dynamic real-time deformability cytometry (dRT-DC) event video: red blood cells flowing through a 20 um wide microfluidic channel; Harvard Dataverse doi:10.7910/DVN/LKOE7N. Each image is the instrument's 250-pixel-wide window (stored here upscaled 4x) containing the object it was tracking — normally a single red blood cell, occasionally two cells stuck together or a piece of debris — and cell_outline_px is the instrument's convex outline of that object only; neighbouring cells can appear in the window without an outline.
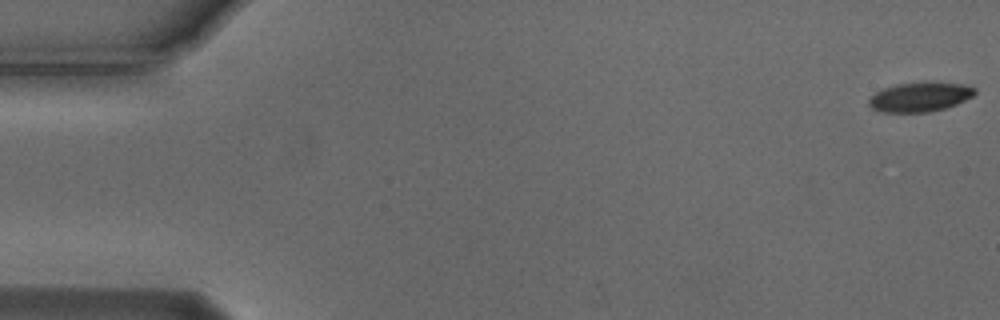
{"species": "Egyptian fruit bat (a non-hibernating species)", "species_latin": "Rousettus aegyptiacus", "temperature_condition": "cold", "stored_images_in_passage": 34, "camera_frame_rate_fps": 3000, "um_per_image_px": 0.085, "animal": {"sex": "male"}, "frame": {"image": 1, "passage_image": 1, "time_ms": 0.0, "image_size_px": [1000, 320], "cell_outline_px": [[976, 92], [972, 96], [956, 104], [944, 108], [928, 112], [880, 112], [872, 108], [868, 104], [868, 100], [876, 92], [884, 88], [896, 84], [932, 80], [964, 84], [976, 88]], "centroid_in_image_um": [78.21, 8.21], "position_along_channel_um": 6.8, "area_um2": 18.5}}
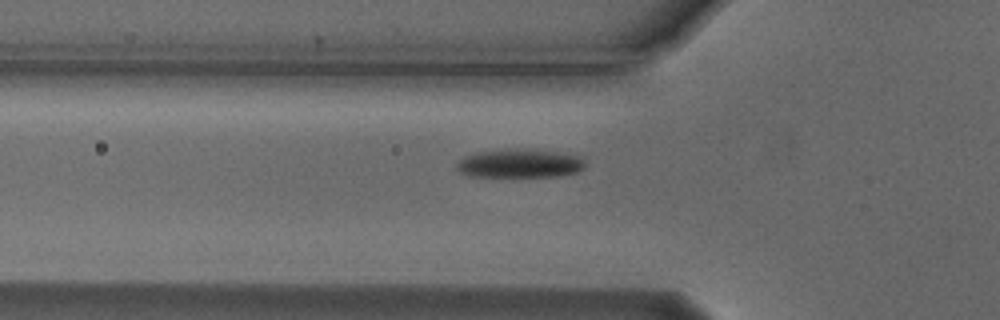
{"frame": {"image": 2, "passage_image": 19, "time_ms": 6.0, "image_size_px": [1000, 320], "cell_outline_px": [[584, 168], [576, 172], [560, 176], [468, 176], [460, 172], [456, 168], [456, 164], [464, 156], [476, 152], [532, 148], [580, 156], [584, 160]], "centroid_in_image_um": [44.18, 13.89], "position_along_channel_um": 81.6, "area_um2": 21.33}}
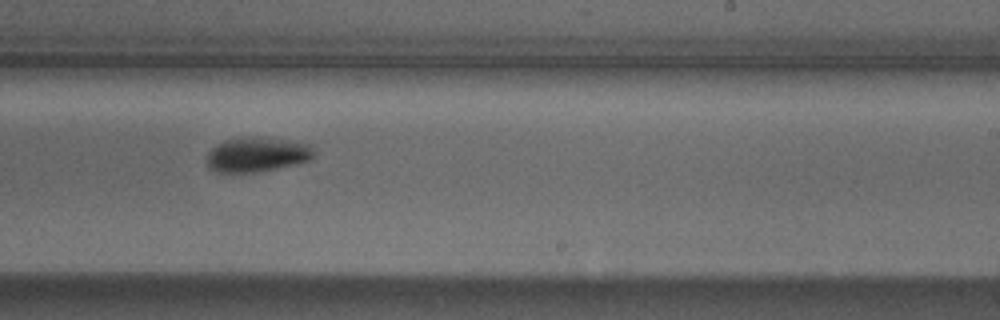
{"frame": {"image": 3, "passage_image": 34, "time_ms": 11.0, "image_size_px": [1000, 320], "cell_outline_px": [[316, 148], [312, 156], [308, 160], [296, 164], [256, 172], [216, 172], [208, 168], [208, 152], [216, 144], [224, 140], [240, 136], [256, 136], [312, 144]], "centroid_in_image_um": [21.84, 13.11], "position_along_channel_um": 267.2, "area_um2": 21.79}}